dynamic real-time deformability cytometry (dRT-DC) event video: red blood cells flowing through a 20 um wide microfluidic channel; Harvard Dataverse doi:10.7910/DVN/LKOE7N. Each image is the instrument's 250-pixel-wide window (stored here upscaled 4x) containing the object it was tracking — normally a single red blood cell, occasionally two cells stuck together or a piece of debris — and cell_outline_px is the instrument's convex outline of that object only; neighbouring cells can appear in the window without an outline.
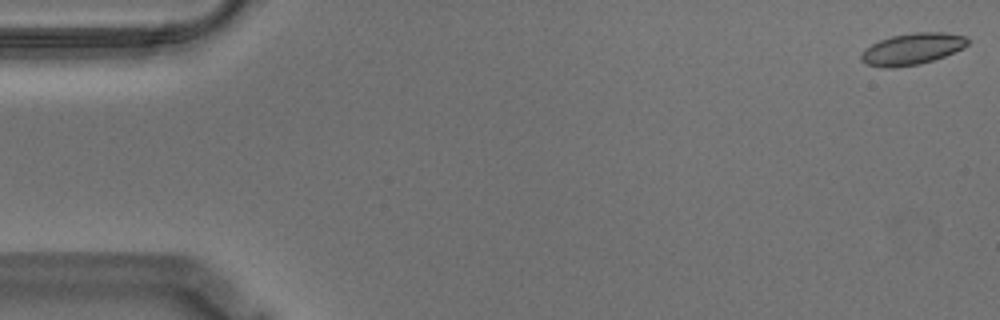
{"species": "Egyptian fruit bat (a non-hibernating species)", "species_latin": "Rousettus aegyptiacus", "temperature_condition": "warm", "stored_images_in_passage": 57, "camera_frame_rate_fps": 3000, "um_per_image_px": 0.085, "animal": {"sex": "male"}, "frame": {"image": 1, "passage_image": 1, "time_ms": 0.0, "image_size_px": [1000, 320], "cell_outline_px": [[968, 44], [964, 48], [944, 56], [920, 64], [892, 68], [884, 68], [868, 64], [860, 60], [860, 56], [864, 48], [880, 40], [892, 36], [916, 32], [948, 32], [968, 36]], "centroid_in_image_um": [77.55, 4.15], "position_along_channel_um": 7.4, "area_um2": 19.65}}
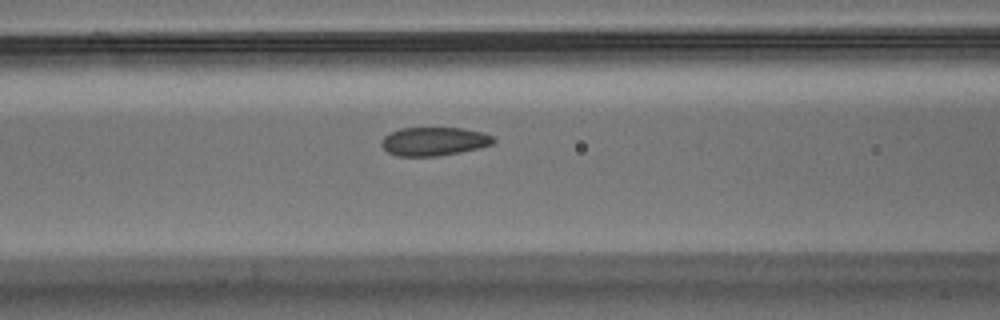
{"frame": {"image": 2, "passage_image": 23, "time_ms": 7.333, "image_size_px": [1000, 320], "cell_outline_px": [[496, 140], [492, 144], [480, 148], [460, 152], [436, 156], [396, 156], [388, 152], [380, 144], [380, 140], [388, 132], [400, 128], [464, 128], [484, 132], [492, 136]], "centroid_in_image_um": [36.87, 12.01], "position_along_channel_um": 129.7, "area_um2": 18.84}}
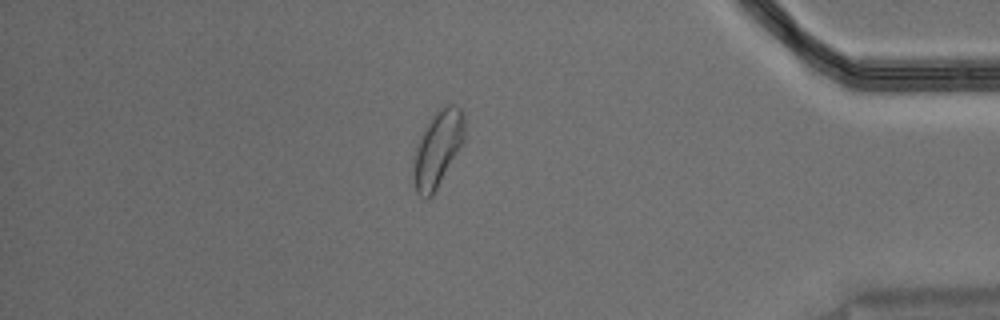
{"frame": {"image": 3, "passage_image": 49, "time_ms": 16.0, "image_size_px": [1000, 320], "cell_outline_px": [[464, 140], [432, 196], [428, 200], [424, 200], [416, 192], [412, 172], [412, 168], [416, 148], [420, 136], [424, 128], [432, 116], [444, 104], [456, 104], [460, 108], [464, 116]], "centroid_in_image_um": [37.18, 12.65], "position_along_channel_um": 398.0, "area_um2": 22.54}, "authors_computed_cell_mechanics": {"area_um2": 19.4208, "velocity_mm_per_s": 3.5106, "shape_relaxation_time_tau1_ms": null, "shape_relaxation_time_tau2_ms": 1.4804, "deformation_change_tau1": null, "deformation_change_tau2": 0.0516}}